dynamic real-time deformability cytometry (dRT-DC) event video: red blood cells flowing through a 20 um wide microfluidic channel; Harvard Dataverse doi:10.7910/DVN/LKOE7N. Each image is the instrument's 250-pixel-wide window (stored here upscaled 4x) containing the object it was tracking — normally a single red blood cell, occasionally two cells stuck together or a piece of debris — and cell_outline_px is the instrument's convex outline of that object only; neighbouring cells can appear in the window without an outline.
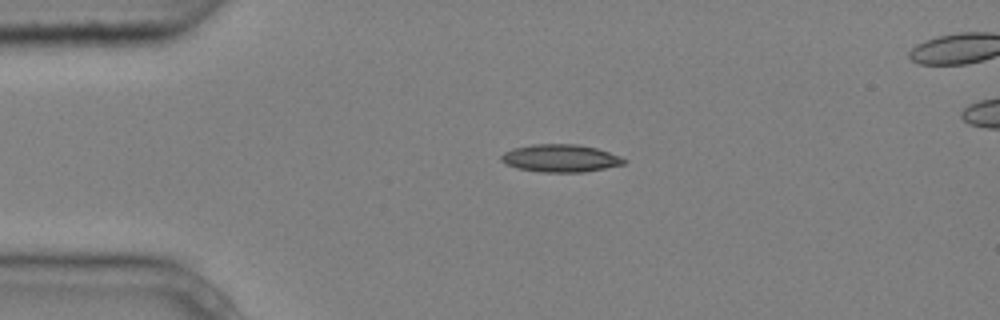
{"species": "common noctule bat (a hibernating species)", "species_latin": "Nyctalus noctula", "temperature_condition": "cold", "stored_images_in_passage": 3, "camera_frame_rate_fps": 3000, "um_per_image_px": 0.085, "animal": {"sex": "male", "body_mass_g": 20.4}, "frame": {"image": 1, "passage_image": 1, "time_ms": 0.0, "image_size_px": [1000, 320], "cell_outline_px": [[628, 160], [624, 164], [584, 172], [540, 172], [516, 168], [504, 164], [500, 160], [500, 156], [504, 152], [512, 148], [532, 144], [580, 144], [596, 148], [620, 156]], "centroid_in_image_um": [47.6, 13.45], "position_along_channel_um": 37.4, "area_um2": 19.94}}